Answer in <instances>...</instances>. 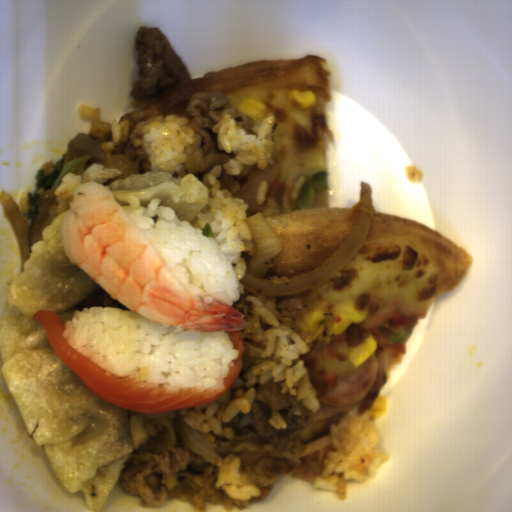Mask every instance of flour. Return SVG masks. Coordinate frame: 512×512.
I'll return each mask as SVG.
<instances>
[{
    "label": "flour",
    "mask_w": 512,
    "mask_h": 512,
    "mask_svg": "<svg viewBox=\"0 0 512 512\" xmlns=\"http://www.w3.org/2000/svg\"><path fill=\"white\" fill-rule=\"evenodd\" d=\"M69 211L41 231L0 300V368L57 481L100 511L134 451L127 408L93 395L32 317L48 309L66 324L85 307L131 309L70 263L61 237Z\"/></svg>",
    "instance_id": "1"
},
{
    "label": "flour",
    "mask_w": 512,
    "mask_h": 512,
    "mask_svg": "<svg viewBox=\"0 0 512 512\" xmlns=\"http://www.w3.org/2000/svg\"><path fill=\"white\" fill-rule=\"evenodd\" d=\"M120 207L131 206L128 197L140 199V206L146 207L153 198L175 210L179 221L191 222L207 206L208 190L197 175L176 176L169 173L132 174L107 187ZM158 206V207H159Z\"/></svg>",
    "instance_id": "2"
}]
</instances>
